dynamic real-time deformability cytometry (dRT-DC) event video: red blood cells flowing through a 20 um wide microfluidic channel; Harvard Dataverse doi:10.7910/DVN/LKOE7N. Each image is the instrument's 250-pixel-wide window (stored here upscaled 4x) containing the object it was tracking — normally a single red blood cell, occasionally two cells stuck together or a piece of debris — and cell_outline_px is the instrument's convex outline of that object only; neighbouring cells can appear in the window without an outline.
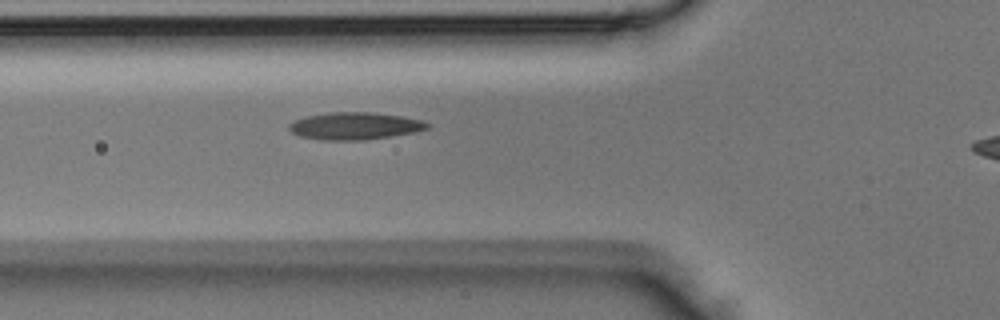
{"species": "Egyptian fruit bat (a non-hibernating species)", "species_latin": "Rousettus aegyptiacus", "temperature_condition": "room temperature", "stored_images_in_passage": 8, "segment_of_instrument_passage": [1, 2], "camera_frame_rate_fps": 3000, "um_per_image_px": 0.085, "animal": {"sex": "male"}, "frame": {"image": 1, "passage_image": 7, "time_ms": 2.0, "image_size_px": [1000, 320], "cell_outline_px": [[428, 128], [416, 132], [364, 140], [320, 140], [300, 136], [292, 132], [288, 128], [288, 124], [296, 120], [308, 116], [332, 112], [372, 112], [400, 116], [420, 120], [428, 124]], "centroid_in_image_um": [30.13, 10.71], "position_along_channel_um": 95.7, "area_um2": 21.73}}